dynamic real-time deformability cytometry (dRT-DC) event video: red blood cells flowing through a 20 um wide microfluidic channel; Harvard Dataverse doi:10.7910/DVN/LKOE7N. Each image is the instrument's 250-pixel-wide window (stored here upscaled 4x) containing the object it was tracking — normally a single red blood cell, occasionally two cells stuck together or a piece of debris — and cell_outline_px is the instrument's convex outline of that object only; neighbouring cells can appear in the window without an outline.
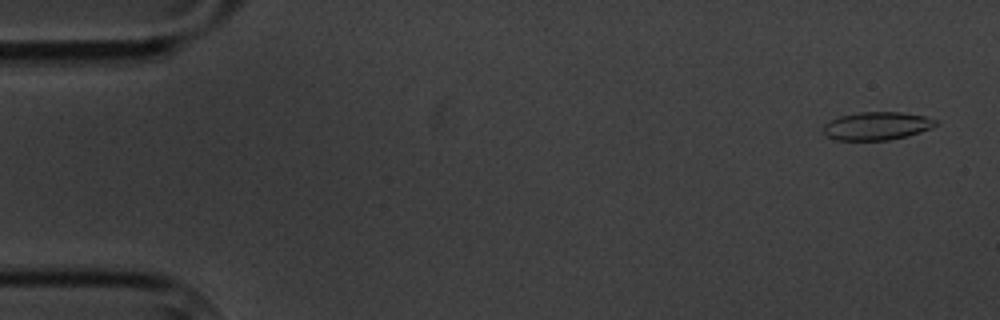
{"species": "common noctule bat (a hibernating species)", "species_latin": "Nyctalus noctula", "temperature_condition": "cold", "stored_images_in_passage": 5, "camera_frame_rate_fps": 3000, "um_per_image_px": 0.085, "animal": {"sex": "male", "body_mass_g": 20.1, "forearm_length_mm": 53.5}, "frame": {"image": 1, "passage_image": 1, "time_ms": 0.0, "image_size_px": [1000, 320], "cell_outline_px": [[940, 124], [920, 132], [908, 136], [888, 140], [836, 140], [824, 136], [820, 128], [824, 124], [840, 116], [860, 112], [900, 112], [924, 116], [936, 120]], "centroid_in_image_um": [74.49, 10.71], "position_along_channel_um": 10.5, "area_um2": 18.55}}